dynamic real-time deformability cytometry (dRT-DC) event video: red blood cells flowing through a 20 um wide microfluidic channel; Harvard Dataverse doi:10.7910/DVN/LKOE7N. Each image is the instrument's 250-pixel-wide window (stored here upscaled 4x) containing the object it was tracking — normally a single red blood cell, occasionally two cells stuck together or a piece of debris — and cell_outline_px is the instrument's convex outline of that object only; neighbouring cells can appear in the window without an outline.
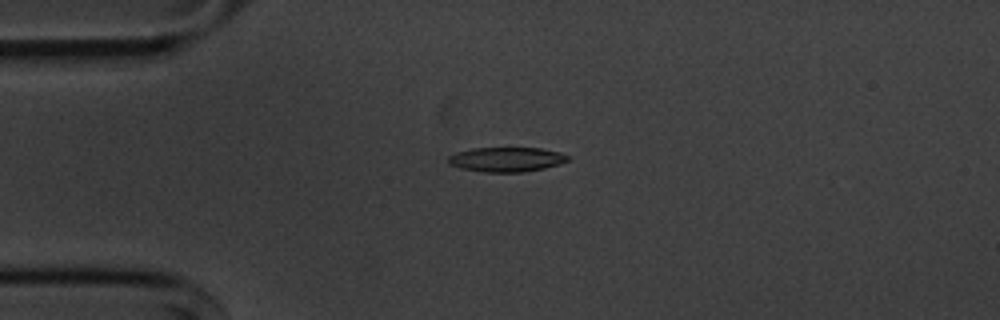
{"species": "common noctule bat (a hibernating species)", "species_latin": "Nyctalus noctula", "temperature_condition": "cold", "stored_images_in_passage": 55, "camera_frame_rate_fps": 3000, "um_per_image_px": 0.085, "animal": {"sex": "male", "body_mass_g": 20.1, "forearm_length_mm": 53.5}, "frame": {"image": 1, "passage_image": 13, "time_ms": 4.0, "image_size_px": [1000, 320], "cell_outline_px": [[572, 156], [568, 160], [544, 168], [524, 172], [484, 172], [460, 168], [448, 164], [448, 156], [456, 152], [472, 148], [540, 148], [560, 152]], "centroid_in_image_um": [43.03, 13.55], "position_along_channel_um": 42.0, "area_um2": 17.17}}
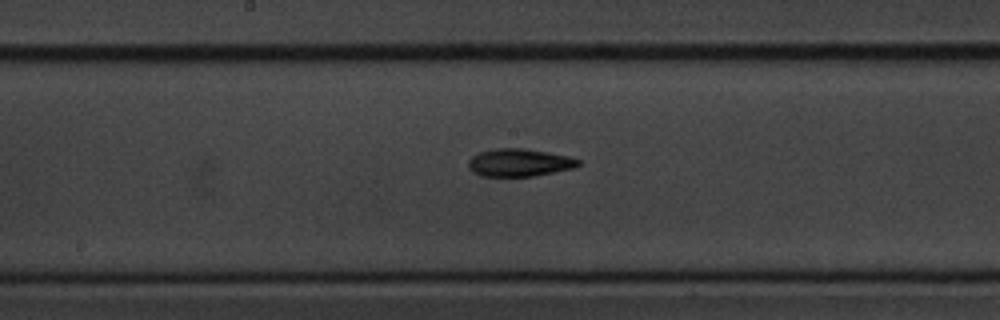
{"frame": {"image": 2, "passage_image": 28, "time_ms": 9.0, "image_size_px": [1000, 320], "cell_outline_px": [[580, 164], [572, 168], [532, 176], [480, 176], [472, 172], [468, 168], [468, 160], [472, 156], [480, 152], [496, 148], [524, 148], [548, 152], [568, 156], [580, 160]], "centroid_in_image_um": [44.09, 13.81], "position_along_channel_um": 204.1, "area_um2": 17.69}}
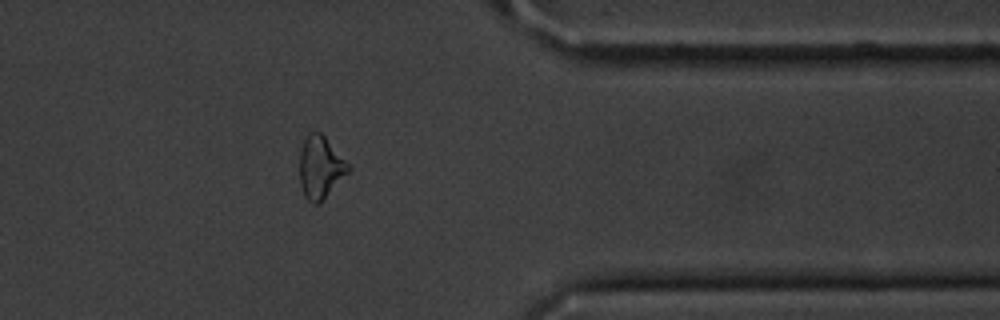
{"frame": {"image": 3, "passage_image": 44, "time_ms": 14.333, "image_size_px": [1000, 320], "cell_outline_px": [[352, 168], [320, 204], [312, 204], [304, 196], [300, 184], [300, 152], [304, 140], [308, 132], [320, 132], [324, 136]], "centroid_in_image_um": [27.22, 14.26], "position_along_channel_um": 384.2, "area_um2": 17.63}, "authors_computed_cell_mechanics": {"area_um2": 17.8024, "velocity_mm_per_s": 3.6433, "shape_relaxation_time_tau1_ms": 3.2107, "shape_relaxation_time_tau2_ms": null, "deformation_change_tau1": 0.1136, "deformation_change_tau2": null}}